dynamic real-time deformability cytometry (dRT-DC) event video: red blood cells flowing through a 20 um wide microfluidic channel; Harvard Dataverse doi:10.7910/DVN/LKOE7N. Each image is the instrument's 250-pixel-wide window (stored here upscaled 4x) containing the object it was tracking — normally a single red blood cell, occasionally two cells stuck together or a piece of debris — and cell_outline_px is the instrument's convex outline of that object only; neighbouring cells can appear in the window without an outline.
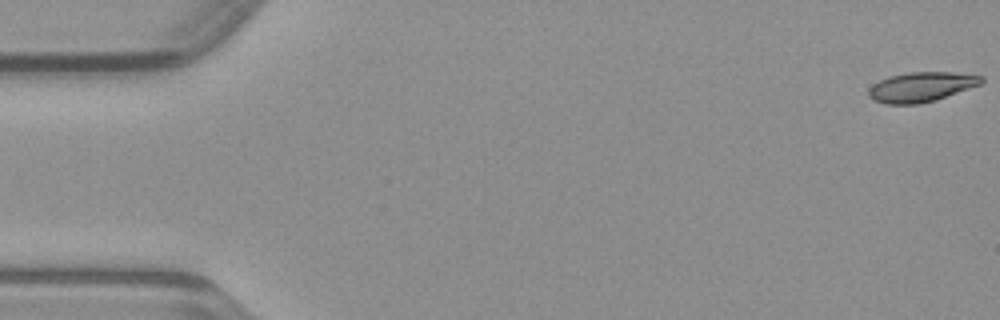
{"species": "common noctule bat (a hibernating species)", "species_latin": "Nyctalus noctula", "temperature_condition": "warm", "stored_images_in_passage": 44, "camera_frame_rate_fps": 3000, "um_per_image_px": 0.085, "animal": {"sex": "male", "body_mass_g": 23.1, "forearm_length_mm": 52.7}, "frame": {"image": 1, "passage_image": 1, "time_ms": 0.0, "image_size_px": [1000, 320], "cell_outline_px": [[984, 80], [980, 84], [936, 100], [916, 104], [884, 104], [872, 100], [868, 96], [868, 88], [872, 84], [888, 76], [908, 72], [952, 72], [984, 76]], "centroid_in_image_um": [78.25, 7.39], "position_along_channel_um": 6.7, "area_um2": 19.65}}
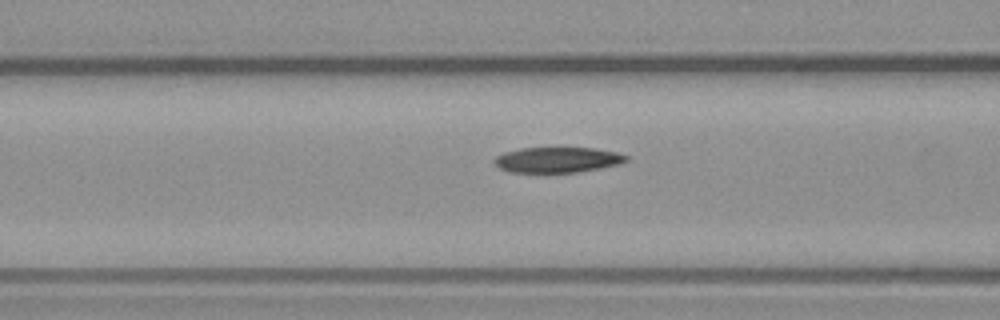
{"frame": {"image": 2, "passage_image": 19, "time_ms": 6.0, "image_size_px": [1000, 320], "cell_outline_px": [[628, 160], [620, 164], [580, 172], [508, 172], [500, 168], [492, 160], [496, 156], [504, 152], [520, 148], [596, 148], [616, 152], [628, 156]], "centroid_in_image_um": [47.38, 13.58], "position_along_channel_um": 119.2, "area_um2": 19.59}}
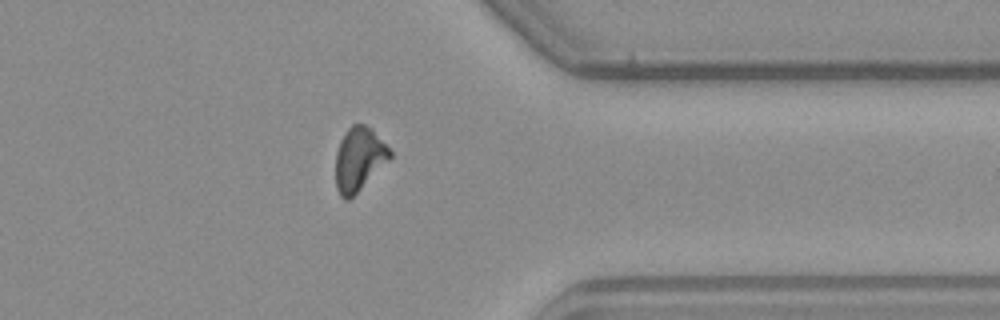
{"frame": {"image": 3, "passage_image": 38, "time_ms": 12.333, "image_size_px": [1000, 320], "cell_outline_px": [[392, 156], [348, 200], [344, 200], [340, 196], [336, 188], [336, 152], [340, 140], [348, 128], [352, 124], [364, 124], [372, 128], [392, 152]], "centroid_in_image_um": [30.49, 13.49], "position_along_channel_um": 380.9, "area_um2": 19.77}}